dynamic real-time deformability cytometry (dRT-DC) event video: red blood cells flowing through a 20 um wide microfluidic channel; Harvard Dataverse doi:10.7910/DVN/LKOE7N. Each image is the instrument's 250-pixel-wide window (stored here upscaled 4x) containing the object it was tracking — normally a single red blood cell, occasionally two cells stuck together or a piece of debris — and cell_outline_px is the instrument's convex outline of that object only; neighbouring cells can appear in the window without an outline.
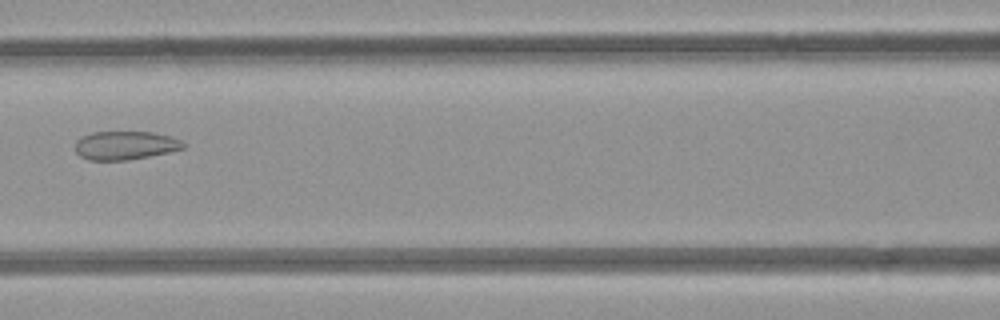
{"species": "common noctule bat (a hibernating species)", "species_latin": "Nyctalus noctula", "temperature_condition": "room temperature", "stored_images_in_passage": 4, "camera_frame_rate_fps": 3000, "um_per_image_px": 0.085, "animal": {"sex": "female", "body_mass_g": 21.9}, "frame": {"image": 1, "passage_image": 4, "time_ms": 3.333, "image_size_px": [1000, 320], "cell_outline_px": [[188, 144], [184, 148], [168, 152], [128, 160], [88, 160], [80, 156], [76, 152], [76, 140], [92, 132], [152, 132], [172, 136]], "centroid_in_image_um": [10.67, 12.35], "position_along_channel_um": 155.9, "area_um2": 17.98}}